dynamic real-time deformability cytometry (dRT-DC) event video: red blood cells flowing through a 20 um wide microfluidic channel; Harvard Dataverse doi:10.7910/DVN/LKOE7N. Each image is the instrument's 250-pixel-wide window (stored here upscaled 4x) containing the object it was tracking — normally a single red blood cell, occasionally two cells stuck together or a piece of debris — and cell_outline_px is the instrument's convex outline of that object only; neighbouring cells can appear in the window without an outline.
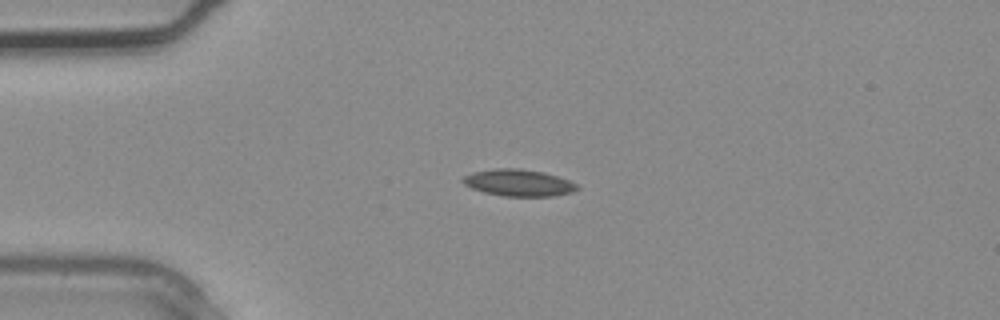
{"species": "common noctule bat (a hibernating species)", "species_latin": "Nyctalus noctula", "temperature_condition": "warm", "stored_images_in_passage": 3, "camera_frame_rate_fps": 3000, "um_per_image_px": 0.085, "animal": {"sex": "male", "body_mass_g": 20.4}, "frame": {"image": 1, "passage_image": 2, "time_ms": 0.333, "image_size_px": [1000, 320], "cell_outline_px": [[580, 188], [572, 192], [556, 196], [504, 196], [484, 192], [472, 188], [464, 184], [460, 180], [464, 176], [472, 172], [496, 168], [520, 168], [544, 172], [568, 180], [576, 184]], "centroid_in_image_um": [44.07, 15.53], "position_along_channel_um": 40.9, "area_um2": 17.86}}
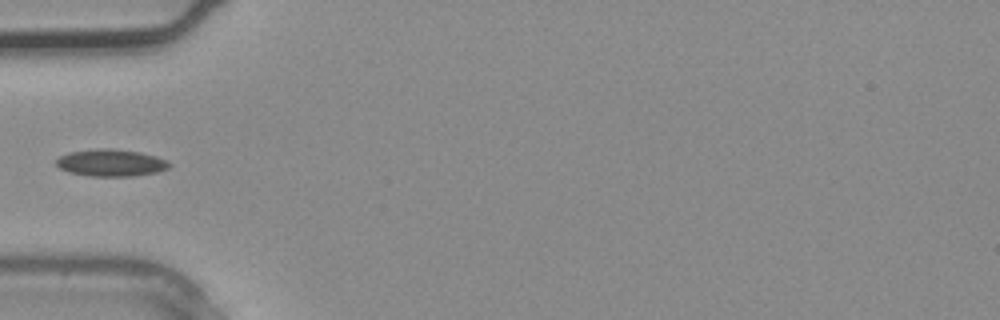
{"frame": {"image": 2, "passage_image": 3, "time_ms": 0.667, "image_size_px": [1000, 320], "cell_outline_px": [[172, 164], [168, 168], [156, 172], [132, 176], [92, 176], [68, 172], [60, 168], [56, 164], [56, 160], [60, 156], [68, 152], [96, 148], [112, 148], [140, 152], [156, 156], [168, 160]], "centroid_in_image_um": [9.44, 13.82], "position_along_channel_um": 75.6, "area_um2": 17.92}}